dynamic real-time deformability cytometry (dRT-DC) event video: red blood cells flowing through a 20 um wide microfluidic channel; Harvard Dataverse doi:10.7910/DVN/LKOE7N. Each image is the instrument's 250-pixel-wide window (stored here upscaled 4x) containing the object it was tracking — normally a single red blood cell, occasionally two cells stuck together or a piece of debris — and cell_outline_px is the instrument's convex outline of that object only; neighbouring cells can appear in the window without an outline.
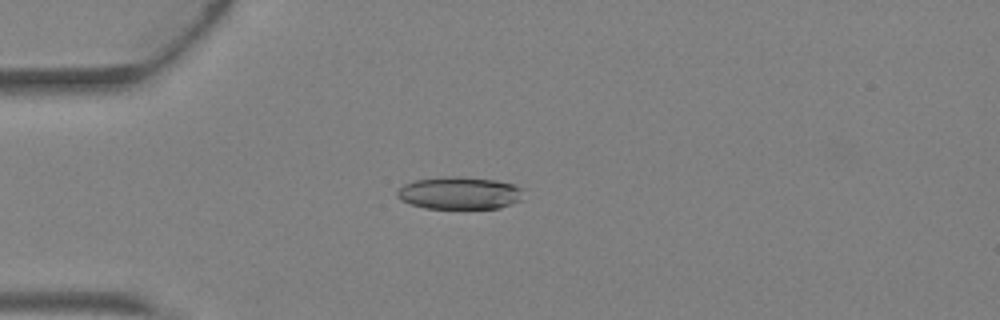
{"species": "Egyptian fruit bat (a non-hibernating species)", "species_latin": "Rousettus aegyptiacus", "temperature_condition": "warm", "stored_images_in_passage": 5, "camera_frame_rate_fps": 3000, "um_per_image_px": 0.085, "animal": {"sex": "female"}, "frame": {"image": 1, "passage_image": 5, "time_ms": 1.333, "image_size_px": [1000, 320], "cell_outline_px": [[520, 200], [512, 204], [500, 208], [424, 208], [400, 200], [396, 196], [396, 192], [404, 184], [416, 180], [444, 176], [460, 176], [496, 180], [512, 184], [520, 188]], "centroid_in_image_um": [39.01, 16.4], "position_along_channel_um": 46.0, "area_um2": 23.76}}